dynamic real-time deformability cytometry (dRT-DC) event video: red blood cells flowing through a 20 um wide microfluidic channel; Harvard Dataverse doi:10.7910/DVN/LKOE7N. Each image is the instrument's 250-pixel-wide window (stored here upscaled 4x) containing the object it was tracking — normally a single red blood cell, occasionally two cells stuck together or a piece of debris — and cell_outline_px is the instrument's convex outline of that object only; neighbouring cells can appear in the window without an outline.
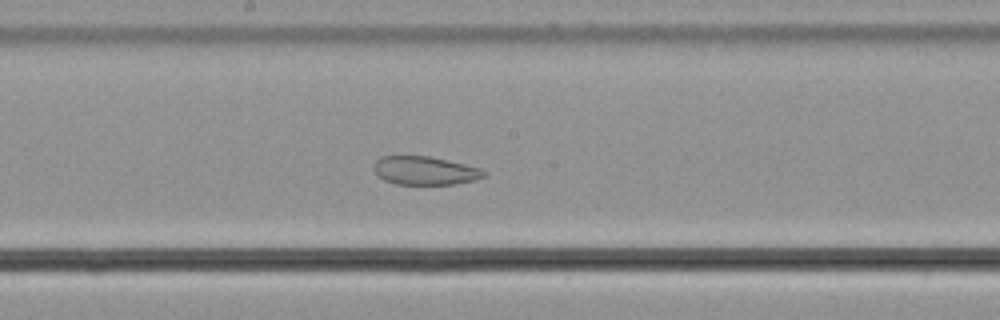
{"species": "common noctule bat (a hibernating species)", "species_latin": "Nyctalus noctula", "temperature_condition": "cold", "stored_images_in_passage": 49, "camera_frame_rate_fps": 3000, "um_per_image_px": 0.085, "animal": {"sex": "male", "body_mass_g": 21.5, "forearm_length_mm": 52.0}, "frame": {"image": 1, "passage_image": 24, "time_ms": 7.667, "image_size_px": [1000, 320], "cell_outline_px": [[488, 176], [476, 180], [456, 184], [396, 184], [384, 180], [376, 176], [372, 168], [372, 164], [380, 156], [428, 156], [464, 164], [480, 168], [488, 172]], "centroid_in_image_um": [36.1, 14.51], "position_along_channel_um": 212.1, "area_um2": 18.55}}
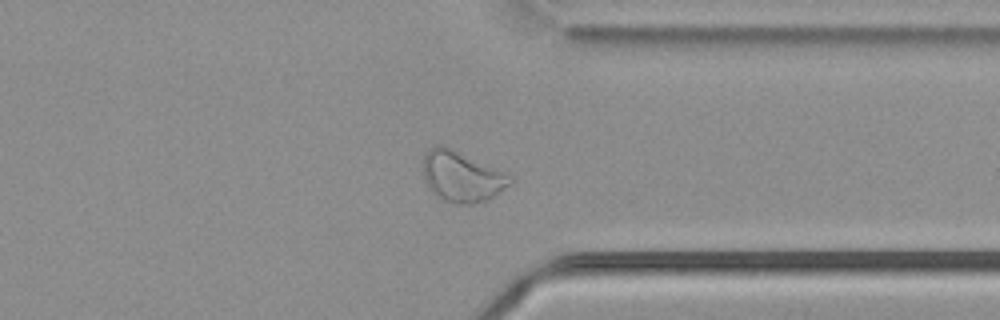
{"frame": {"image": 2, "passage_image": 37, "time_ms": 12.0, "image_size_px": [1000, 320], "cell_outline_px": [[516, 180], [512, 184], [488, 200], [472, 204], [456, 204], [444, 200], [436, 196], [428, 188], [424, 176], [424, 156], [436, 144], [440, 144], [452, 148], [508, 172]], "centroid_in_image_um": [39.32, 15.01], "position_along_channel_um": 372.1, "area_um2": 26.07}}
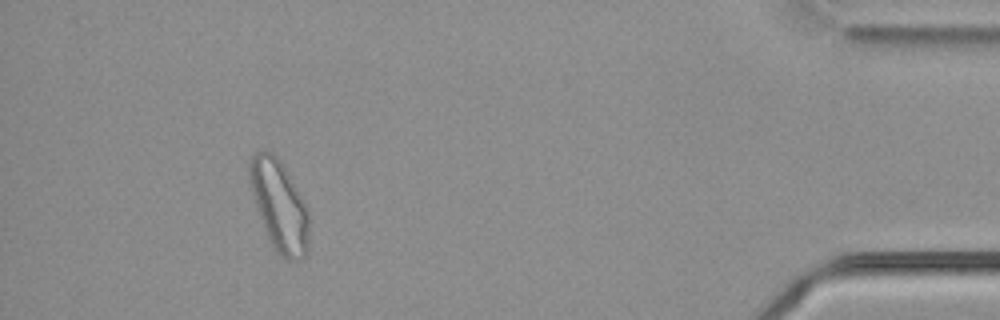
{"frame": {"image": 3, "passage_image": 45, "time_ms": 14.667, "image_size_px": [1000, 320], "cell_outline_px": [[308, 252], [304, 256], [296, 260], [288, 260], [280, 256], [276, 252], [264, 228], [252, 192], [248, 176], [248, 164], [252, 156], [256, 152], [268, 152], [276, 156], [280, 160], [304, 200], [308, 212]], "centroid_in_image_um": [23.75, 17.49], "position_along_channel_um": 411.5, "area_um2": 30.98}, "authors_computed_cell_mechanics": {"area_um2": 26.9926, "velocity_mm_per_s": 3.718, "shape_relaxation_time_tau1_ms": null, "shape_relaxation_time_tau2_ms": 2.2358, "deformation_change_tau1": null, "deformation_change_tau2": 0.0796}}